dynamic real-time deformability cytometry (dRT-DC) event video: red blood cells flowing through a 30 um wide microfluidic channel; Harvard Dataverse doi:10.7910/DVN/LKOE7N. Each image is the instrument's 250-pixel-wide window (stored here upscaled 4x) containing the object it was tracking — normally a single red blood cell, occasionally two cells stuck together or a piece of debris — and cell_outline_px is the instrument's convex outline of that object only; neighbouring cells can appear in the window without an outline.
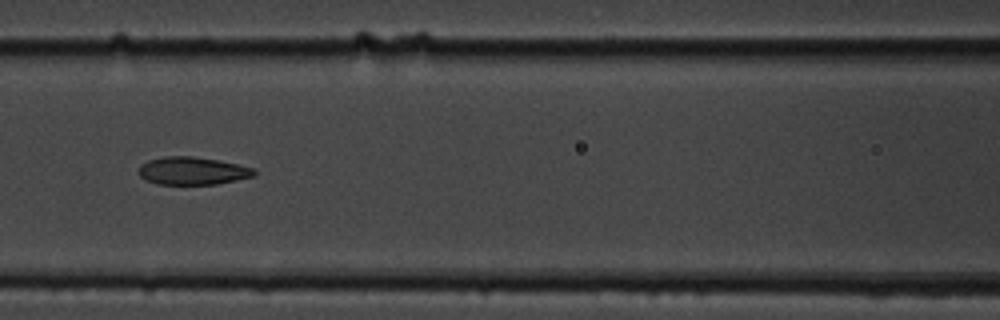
{"species": "common noctule bat (a hibernating species)", "species_latin": "Nyctalus noctula", "temperature_condition": "cold", "stored_images_in_passage": 8, "camera_frame_rate_fps": 3000, "um_per_image_px": 0.085, "animal": {"sex": "male", "body_mass_g": 19.5, "forearm_length_mm": 54.6}, "frame": {"image": 1, "passage_image": 8, "time_ms": 8.0, "image_size_px": [1000, 320], "cell_outline_px": [[256, 176], [216, 184], [156, 184], [144, 180], [136, 172], [140, 164], [148, 160], [164, 156], [192, 156], [216, 160], [256, 168]], "centroid_in_image_um": [16.32, 14.52], "position_along_channel_um": 150.3, "area_um2": 18.9}}